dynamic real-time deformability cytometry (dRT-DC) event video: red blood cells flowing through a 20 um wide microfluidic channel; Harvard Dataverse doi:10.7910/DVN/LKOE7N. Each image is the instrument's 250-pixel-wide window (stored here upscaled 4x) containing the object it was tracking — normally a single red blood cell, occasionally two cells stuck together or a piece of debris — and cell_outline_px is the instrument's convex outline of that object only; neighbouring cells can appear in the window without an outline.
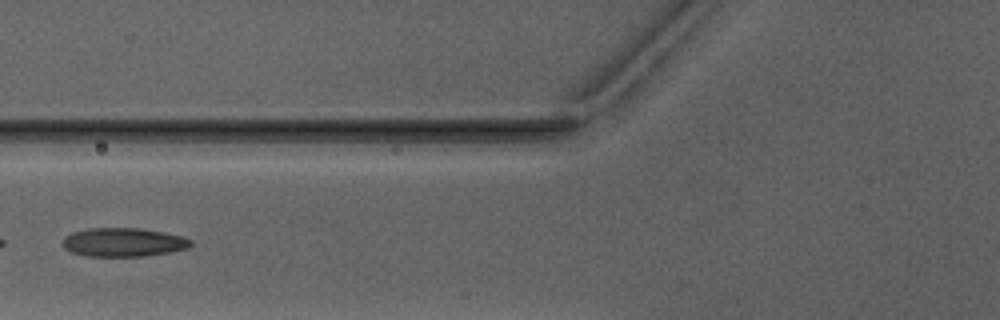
{"species": "Egyptian fruit bat (a non-hibernating species)", "species_latin": "Rousettus aegyptiacus", "temperature_condition": "warm", "stored_images_in_passage": 6, "camera_frame_rate_fps": 3000, "um_per_image_px": 0.085, "animal": {"sex": "male"}, "frame": {"image": 1, "passage_image": 6, "time_ms": 6.0, "image_size_px": [1000, 320], "cell_outline_px": [[192, 244], [188, 248], [172, 252], [144, 256], [88, 256], [72, 252], [64, 248], [60, 244], [64, 236], [72, 232], [88, 228], [140, 228], [164, 232], [184, 236], [192, 240]], "centroid_in_image_um": [10.49, 20.59], "position_along_channel_um": 115.3, "area_um2": 21.73}}